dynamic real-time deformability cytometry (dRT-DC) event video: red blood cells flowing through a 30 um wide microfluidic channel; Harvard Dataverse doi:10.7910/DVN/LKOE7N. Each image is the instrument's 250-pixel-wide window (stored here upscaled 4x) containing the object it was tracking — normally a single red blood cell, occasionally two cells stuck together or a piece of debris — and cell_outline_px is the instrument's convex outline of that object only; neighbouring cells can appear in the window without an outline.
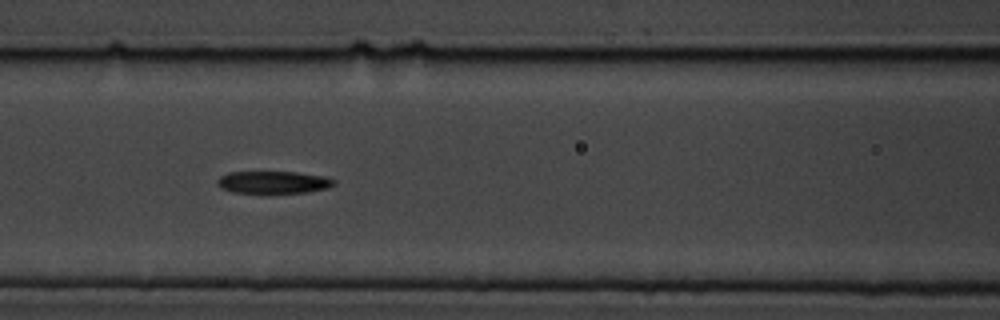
{"species": "common noctule bat (a hibernating species)", "species_latin": "Nyctalus noctula", "temperature_condition": "cold", "stored_images_in_passage": 9, "camera_frame_rate_fps": 3000, "um_per_image_px": 0.085, "animal": {"sex": "male", "body_mass_g": 19.5, "forearm_length_mm": 54.6}, "frame": {"image": 1, "passage_image": 6, "time_ms": 5.667, "image_size_px": [1000, 320], "cell_outline_px": [[336, 184], [328, 188], [308, 192], [268, 196], [264, 196], [232, 192], [220, 188], [216, 184], [216, 180], [220, 176], [228, 172], [296, 172], [324, 176], [336, 180]], "centroid_in_image_um": [23.2, 15.55], "position_along_channel_um": 143.4, "area_um2": 16.3}}
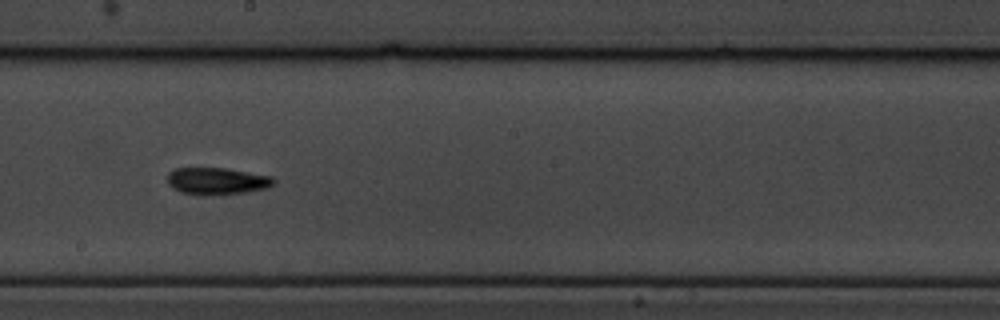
{"frame": {"image": 2, "passage_image": 8, "time_ms": 8.0, "image_size_px": [1000, 320], "cell_outline_px": [[276, 184], [268, 188], [244, 192], [204, 196], [200, 196], [180, 192], [172, 188], [168, 184], [168, 172], [176, 168], [228, 168], [272, 176], [276, 180]], "centroid_in_image_um": [18.45, 15.39], "position_along_channel_um": 229.7, "area_um2": 17.05}}
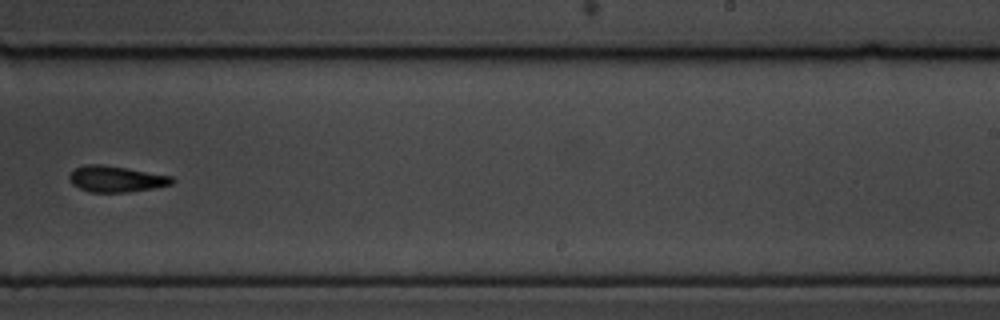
{"frame": {"image": 3, "passage_image": 9, "time_ms": 9.333, "image_size_px": [1000, 320], "cell_outline_px": [[176, 180], [172, 184], [152, 188], [128, 192], [88, 192], [72, 184], [68, 176], [76, 168], [84, 164], [100, 164], [172, 176]], "centroid_in_image_um": [9.86, 15.22], "position_along_channel_um": 279.1, "area_um2": 15.43}}